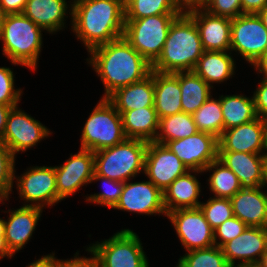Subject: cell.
<instances>
[{"label": "cell", "instance_id": "obj_1", "mask_svg": "<svg viewBox=\"0 0 267 267\" xmlns=\"http://www.w3.org/2000/svg\"><path fill=\"white\" fill-rule=\"evenodd\" d=\"M88 64L104 85L102 98H108L121 87L136 83L149 76L152 65L122 36L90 52Z\"/></svg>", "mask_w": 267, "mask_h": 267}, {"label": "cell", "instance_id": "obj_2", "mask_svg": "<svg viewBox=\"0 0 267 267\" xmlns=\"http://www.w3.org/2000/svg\"><path fill=\"white\" fill-rule=\"evenodd\" d=\"M72 3L71 30L88 53L123 36L125 5L120 0H79Z\"/></svg>", "mask_w": 267, "mask_h": 267}, {"label": "cell", "instance_id": "obj_3", "mask_svg": "<svg viewBox=\"0 0 267 267\" xmlns=\"http://www.w3.org/2000/svg\"><path fill=\"white\" fill-rule=\"evenodd\" d=\"M204 52L195 21L180 14L171 24L168 37L152 70L160 73L193 71Z\"/></svg>", "mask_w": 267, "mask_h": 267}, {"label": "cell", "instance_id": "obj_4", "mask_svg": "<svg viewBox=\"0 0 267 267\" xmlns=\"http://www.w3.org/2000/svg\"><path fill=\"white\" fill-rule=\"evenodd\" d=\"M43 28L22 14H7L0 35L3 55L14 65L36 71L42 48Z\"/></svg>", "mask_w": 267, "mask_h": 267}, {"label": "cell", "instance_id": "obj_5", "mask_svg": "<svg viewBox=\"0 0 267 267\" xmlns=\"http://www.w3.org/2000/svg\"><path fill=\"white\" fill-rule=\"evenodd\" d=\"M148 142L126 138L115 146L94 152V173L126 182L144 172Z\"/></svg>", "mask_w": 267, "mask_h": 267}, {"label": "cell", "instance_id": "obj_6", "mask_svg": "<svg viewBox=\"0 0 267 267\" xmlns=\"http://www.w3.org/2000/svg\"><path fill=\"white\" fill-rule=\"evenodd\" d=\"M125 139L120 113L107 98H101L83 126L80 148L96 152Z\"/></svg>", "mask_w": 267, "mask_h": 267}, {"label": "cell", "instance_id": "obj_7", "mask_svg": "<svg viewBox=\"0 0 267 267\" xmlns=\"http://www.w3.org/2000/svg\"><path fill=\"white\" fill-rule=\"evenodd\" d=\"M180 14H160L125 19L123 37L151 65L160 56L169 28Z\"/></svg>", "mask_w": 267, "mask_h": 267}, {"label": "cell", "instance_id": "obj_8", "mask_svg": "<svg viewBox=\"0 0 267 267\" xmlns=\"http://www.w3.org/2000/svg\"><path fill=\"white\" fill-rule=\"evenodd\" d=\"M90 245L98 267H149L141 240L131 229H122L109 239Z\"/></svg>", "mask_w": 267, "mask_h": 267}, {"label": "cell", "instance_id": "obj_9", "mask_svg": "<svg viewBox=\"0 0 267 267\" xmlns=\"http://www.w3.org/2000/svg\"><path fill=\"white\" fill-rule=\"evenodd\" d=\"M230 37V51L239 53L251 66L267 52V28L257 14L232 18Z\"/></svg>", "mask_w": 267, "mask_h": 267}, {"label": "cell", "instance_id": "obj_10", "mask_svg": "<svg viewBox=\"0 0 267 267\" xmlns=\"http://www.w3.org/2000/svg\"><path fill=\"white\" fill-rule=\"evenodd\" d=\"M15 179L23 206L43 209L58 203L55 167L34 166L21 176H14Z\"/></svg>", "mask_w": 267, "mask_h": 267}, {"label": "cell", "instance_id": "obj_11", "mask_svg": "<svg viewBox=\"0 0 267 267\" xmlns=\"http://www.w3.org/2000/svg\"><path fill=\"white\" fill-rule=\"evenodd\" d=\"M185 251L205 249L215 245L214 229L199 207L178 209L167 213Z\"/></svg>", "mask_w": 267, "mask_h": 267}, {"label": "cell", "instance_id": "obj_12", "mask_svg": "<svg viewBox=\"0 0 267 267\" xmlns=\"http://www.w3.org/2000/svg\"><path fill=\"white\" fill-rule=\"evenodd\" d=\"M49 130L40 121L15 106L8 115L2 142L16 156V153L25 152L49 137L52 134Z\"/></svg>", "mask_w": 267, "mask_h": 267}, {"label": "cell", "instance_id": "obj_13", "mask_svg": "<svg viewBox=\"0 0 267 267\" xmlns=\"http://www.w3.org/2000/svg\"><path fill=\"white\" fill-rule=\"evenodd\" d=\"M187 167L202 172L212 161L218 159V138L205 132L165 144Z\"/></svg>", "mask_w": 267, "mask_h": 267}, {"label": "cell", "instance_id": "obj_14", "mask_svg": "<svg viewBox=\"0 0 267 267\" xmlns=\"http://www.w3.org/2000/svg\"><path fill=\"white\" fill-rule=\"evenodd\" d=\"M64 164L55 167L58 202L91 183L94 173V152L80 148Z\"/></svg>", "mask_w": 267, "mask_h": 267}, {"label": "cell", "instance_id": "obj_15", "mask_svg": "<svg viewBox=\"0 0 267 267\" xmlns=\"http://www.w3.org/2000/svg\"><path fill=\"white\" fill-rule=\"evenodd\" d=\"M187 171L183 162L166 145L148 142L144 174L162 192Z\"/></svg>", "mask_w": 267, "mask_h": 267}, {"label": "cell", "instance_id": "obj_16", "mask_svg": "<svg viewBox=\"0 0 267 267\" xmlns=\"http://www.w3.org/2000/svg\"><path fill=\"white\" fill-rule=\"evenodd\" d=\"M267 247V228L250 227L221 249L231 267H255ZM238 264H236V262Z\"/></svg>", "mask_w": 267, "mask_h": 267}, {"label": "cell", "instance_id": "obj_17", "mask_svg": "<svg viewBox=\"0 0 267 267\" xmlns=\"http://www.w3.org/2000/svg\"><path fill=\"white\" fill-rule=\"evenodd\" d=\"M112 209L137 214L167 216L163 205V192L150 180L142 182H124L122 194Z\"/></svg>", "mask_w": 267, "mask_h": 267}, {"label": "cell", "instance_id": "obj_18", "mask_svg": "<svg viewBox=\"0 0 267 267\" xmlns=\"http://www.w3.org/2000/svg\"><path fill=\"white\" fill-rule=\"evenodd\" d=\"M266 121L260 117L224 130L218 139V151L265 154Z\"/></svg>", "mask_w": 267, "mask_h": 267}, {"label": "cell", "instance_id": "obj_19", "mask_svg": "<svg viewBox=\"0 0 267 267\" xmlns=\"http://www.w3.org/2000/svg\"><path fill=\"white\" fill-rule=\"evenodd\" d=\"M42 211V208L30 206L4 211L9 213V217L5 220L4 242L12 256L29 242Z\"/></svg>", "mask_w": 267, "mask_h": 267}, {"label": "cell", "instance_id": "obj_20", "mask_svg": "<svg viewBox=\"0 0 267 267\" xmlns=\"http://www.w3.org/2000/svg\"><path fill=\"white\" fill-rule=\"evenodd\" d=\"M265 154L218 151V160L238 177L241 188L263 186Z\"/></svg>", "mask_w": 267, "mask_h": 267}, {"label": "cell", "instance_id": "obj_21", "mask_svg": "<svg viewBox=\"0 0 267 267\" xmlns=\"http://www.w3.org/2000/svg\"><path fill=\"white\" fill-rule=\"evenodd\" d=\"M188 15L197 25L204 51H230L232 18L215 16L204 9Z\"/></svg>", "mask_w": 267, "mask_h": 267}, {"label": "cell", "instance_id": "obj_22", "mask_svg": "<svg viewBox=\"0 0 267 267\" xmlns=\"http://www.w3.org/2000/svg\"><path fill=\"white\" fill-rule=\"evenodd\" d=\"M230 200L234 216L247 226L267 228V190L263 186L241 188Z\"/></svg>", "mask_w": 267, "mask_h": 267}, {"label": "cell", "instance_id": "obj_23", "mask_svg": "<svg viewBox=\"0 0 267 267\" xmlns=\"http://www.w3.org/2000/svg\"><path fill=\"white\" fill-rule=\"evenodd\" d=\"M191 172V173H190ZM192 173H194L192 175ZM195 173L200 171L189 170L185 174L177 177L163 191V205L166 213L178 209L197 208L200 206L198 200L201 192V183Z\"/></svg>", "mask_w": 267, "mask_h": 267}, {"label": "cell", "instance_id": "obj_24", "mask_svg": "<svg viewBox=\"0 0 267 267\" xmlns=\"http://www.w3.org/2000/svg\"><path fill=\"white\" fill-rule=\"evenodd\" d=\"M72 22V4L66 0H27L23 14L50 34L65 28V16L69 10Z\"/></svg>", "mask_w": 267, "mask_h": 267}, {"label": "cell", "instance_id": "obj_25", "mask_svg": "<svg viewBox=\"0 0 267 267\" xmlns=\"http://www.w3.org/2000/svg\"><path fill=\"white\" fill-rule=\"evenodd\" d=\"M154 108L159 119L182 112L179 72L154 71Z\"/></svg>", "mask_w": 267, "mask_h": 267}, {"label": "cell", "instance_id": "obj_26", "mask_svg": "<svg viewBox=\"0 0 267 267\" xmlns=\"http://www.w3.org/2000/svg\"><path fill=\"white\" fill-rule=\"evenodd\" d=\"M107 99L118 112L154 107V71L141 81L117 89Z\"/></svg>", "mask_w": 267, "mask_h": 267}, {"label": "cell", "instance_id": "obj_27", "mask_svg": "<svg viewBox=\"0 0 267 267\" xmlns=\"http://www.w3.org/2000/svg\"><path fill=\"white\" fill-rule=\"evenodd\" d=\"M231 51H204L194 72L213 88V83H223L235 73V60Z\"/></svg>", "mask_w": 267, "mask_h": 267}, {"label": "cell", "instance_id": "obj_28", "mask_svg": "<svg viewBox=\"0 0 267 267\" xmlns=\"http://www.w3.org/2000/svg\"><path fill=\"white\" fill-rule=\"evenodd\" d=\"M126 138L153 142L159 129V118L154 107H143L119 112Z\"/></svg>", "mask_w": 267, "mask_h": 267}, {"label": "cell", "instance_id": "obj_29", "mask_svg": "<svg viewBox=\"0 0 267 267\" xmlns=\"http://www.w3.org/2000/svg\"><path fill=\"white\" fill-rule=\"evenodd\" d=\"M182 112L193 114L211 96L209 86L194 71L179 72Z\"/></svg>", "mask_w": 267, "mask_h": 267}, {"label": "cell", "instance_id": "obj_30", "mask_svg": "<svg viewBox=\"0 0 267 267\" xmlns=\"http://www.w3.org/2000/svg\"><path fill=\"white\" fill-rule=\"evenodd\" d=\"M224 120V130L237 127L258 118L254 97L244 95L219 96Z\"/></svg>", "mask_w": 267, "mask_h": 267}, {"label": "cell", "instance_id": "obj_31", "mask_svg": "<svg viewBox=\"0 0 267 267\" xmlns=\"http://www.w3.org/2000/svg\"><path fill=\"white\" fill-rule=\"evenodd\" d=\"M198 132L192 114L179 112L159 119V129L154 142L166 144L168 141L189 137Z\"/></svg>", "mask_w": 267, "mask_h": 267}, {"label": "cell", "instance_id": "obj_32", "mask_svg": "<svg viewBox=\"0 0 267 267\" xmlns=\"http://www.w3.org/2000/svg\"><path fill=\"white\" fill-rule=\"evenodd\" d=\"M212 172L208 186L214 197L231 199L240 189L238 177L218 159L212 161L202 172Z\"/></svg>", "mask_w": 267, "mask_h": 267}, {"label": "cell", "instance_id": "obj_33", "mask_svg": "<svg viewBox=\"0 0 267 267\" xmlns=\"http://www.w3.org/2000/svg\"><path fill=\"white\" fill-rule=\"evenodd\" d=\"M196 128L200 132L212 134L218 139L224 131V120L220 98L209 97L203 105L192 114Z\"/></svg>", "mask_w": 267, "mask_h": 267}, {"label": "cell", "instance_id": "obj_34", "mask_svg": "<svg viewBox=\"0 0 267 267\" xmlns=\"http://www.w3.org/2000/svg\"><path fill=\"white\" fill-rule=\"evenodd\" d=\"M177 267H231L222 252L216 245L187 251L179 258Z\"/></svg>", "mask_w": 267, "mask_h": 267}, {"label": "cell", "instance_id": "obj_35", "mask_svg": "<svg viewBox=\"0 0 267 267\" xmlns=\"http://www.w3.org/2000/svg\"><path fill=\"white\" fill-rule=\"evenodd\" d=\"M160 14H179L172 0H129L125 4V19H141Z\"/></svg>", "mask_w": 267, "mask_h": 267}, {"label": "cell", "instance_id": "obj_36", "mask_svg": "<svg viewBox=\"0 0 267 267\" xmlns=\"http://www.w3.org/2000/svg\"><path fill=\"white\" fill-rule=\"evenodd\" d=\"M100 180L102 182L101 184L103 191L99 193H94L93 195L91 194L88 197L86 196V201L98 204L100 206H107L109 208H113L122 194L124 182L109 179L107 177H103L101 175L93 173L91 183Z\"/></svg>", "mask_w": 267, "mask_h": 267}, {"label": "cell", "instance_id": "obj_37", "mask_svg": "<svg viewBox=\"0 0 267 267\" xmlns=\"http://www.w3.org/2000/svg\"><path fill=\"white\" fill-rule=\"evenodd\" d=\"M199 208L213 229L234 216L232 203L228 198L210 197L206 203L201 202Z\"/></svg>", "mask_w": 267, "mask_h": 267}, {"label": "cell", "instance_id": "obj_38", "mask_svg": "<svg viewBox=\"0 0 267 267\" xmlns=\"http://www.w3.org/2000/svg\"><path fill=\"white\" fill-rule=\"evenodd\" d=\"M15 158L11 150L0 141V186L10 195L14 184Z\"/></svg>", "mask_w": 267, "mask_h": 267}, {"label": "cell", "instance_id": "obj_39", "mask_svg": "<svg viewBox=\"0 0 267 267\" xmlns=\"http://www.w3.org/2000/svg\"><path fill=\"white\" fill-rule=\"evenodd\" d=\"M14 81L13 71L7 67H0V104H19L22 89H15Z\"/></svg>", "mask_w": 267, "mask_h": 267}, {"label": "cell", "instance_id": "obj_40", "mask_svg": "<svg viewBox=\"0 0 267 267\" xmlns=\"http://www.w3.org/2000/svg\"><path fill=\"white\" fill-rule=\"evenodd\" d=\"M246 227L247 225L236 216L227 219L214 229L215 245L221 248L225 243L239 236Z\"/></svg>", "mask_w": 267, "mask_h": 267}, {"label": "cell", "instance_id": "obj_41", "mask_svg": "<svg viewBox=\"0 0 267 267\" xmlns=\"http://www.w3.org/2000/svg\"><path fill=\"white\" fill-rule=\"evenodd\" d=\"M215 16L236 18L242 15L241 0H207L205 9Z\"/></svg>", "mask_w": 267, "mask_h": 267}, {"label": "cell", "instance_id": "obj_42", "mask_svg": "<svg viewBox=\"0 0 267 267\" xmlns=\"http://www.w3.org/2000/svg\"><path fill=\"white\" fill-rule=\"evenodd\" d=\"M92 257H79V251L74 254V258L67 260H60L55 258V267H98V260L95 253L89 248H86Z\"/></svg>", "mask_w": 267, "mask_h": 267}, {"label": "cell", "instance_id": "obj_43", "mask_svg": "<svg viewBox=\"0 0 267 267\" xmlns=\"http://www.w3.org/2000/svg\"><path fill=\"white\" fill-rule=\"evenodd\" d=\"M261 79L253 97L258 117L267 120V77L263 76Z\"/></svg>", "mask_w": 267, "mask_h": 267}, {"label": "cell", "instance_id": "obj_44", "mask_svg": "<svg viewBox=\"0 0 267 267\" xmlns=\"http://www.w3.org/2000/svg\"><path fill=\"white\" fill-rule=\"evenodd\" d=\"M207 0H172V5L179 14H190L205 9Z\"/></svg>", "mask_w": 267, "mask_h": 267}, {"label": "cell", "instance_id": "obj_45", "mask_svg": "<svg viewBox=\"0 0 267 267\" xmlns=\"http://www.w3.org/2000/svg\"><path fill=\"white\" fill-rule=\"evenodd\" d=\"M27 0H0V5L7 14H22Z\"/></svg>", "mask_w": 267, "mask_h": 267}, {"label": "cell", "instance_id": "obj_46", "mask_svg": "<svg viewBox=\"0 0 267 267\" xmlns=\"http://www.w3.org/2000/svg\"><path fill=\"white\" fill-rule=\"evenodd\" d=\"M243 14H257L267 6V0H241Z\"/></svg>", "mask_w": 267, "mask_h": 267}, {"label": "cell", "instance_id": "obj_47", "mask_svg": "<svg viewBox=\"0 0 267 267\" xmlns=\"http://www.w3.org/2000/svg\"><path fill=\"white\" fill-rule=\"evenodd\" d=\"M18 105H4L0 104V141L3 140L4 131L11 109Z\"/></svg>", "mask_w": 267, "mask_h": 267}, {"label": "cell", "instance_id": "obj_48", "mask_svg": "<svg viewBox=\"0 0 267 267\" xmlns=\"http://www.w3.org/2000/svg\"><path fill=\"white\" fill-rule=\"evenodd\" d=\"M27 267H55V253L44 255L30 263Z\"/></svg>", "mask_w": 267, "mask_h": 267}, {"label": "cell", "instance_id": "obj_49", "mask_svg": "<svg viewBox=\"0 0 267 267\" xmlns=\"http://www.w3.org/2000/svg\"><path fill=\"white\" fill-rule=\"evenodd\" d=\"M254 67V70L256 69L258 71L257 73H261L262 76L267 77V52Z\"/></svg>", "mask_w": 267, "mask_h": 267}, {"label": "cell", "instance_id": "obj_50", "mask_svg": "<svg viewBox=\"0 0 267 267\" xmlns=\"http://www.w3.org/2000/svg\"><path fill=\"white\" fill-rule=\"evenodd\" d=\"M4 257L12 258V255L9 253L5 246L4 236H0V260Z\"/></svg>", "mask_w": 267, "mask_h": 267}, {"label": "cell", "instance_id": "obj_51", "mask_svg": "<svg viewBox=\"0 0 267 267\" xmlns=\"http://www.w3.org/2000/svg\"><path fill=\"white\" fill-rule=\"evenodd\" d=\"M263 25L267 28V6L257 13Z\"/></svg>", "mask_w": 267, "mask_h": 267}, {"label": "cell", "instance_id": "obj_52", "mask_svg": "<svg viewBox=\"0 0 267 267\" xmlns=\"http://www.w3.org/2000/svg\"><path fill=\"white\" fill-rule=\"evenodd\" d=\"M255 267H267V247L263 252L258 264Z\"/></svg>", "mask_w": 267, "mask_h": 267}, {"label": "cell", "instance_id": "obj_53", "mask_svg": "<svg viewBox=\"0 0 267 267\" xmlns=\"http://www.w3.org/2000/svg\"><path fill=\"white\" fill-rule=\"evenodd\" d=\"M6 16H7V13L3 10V8L0 5V35L3 31Z\"/></svg>", "mask_w": 267, "mask_h": 267}, {"label": "cell", "instance_id": "obj_54", "mask_svg": "<svg viewBox=\"0 0 267 267\" xmlns=\"http://www.w3.org/2000/svg\"><path fill=\"white\" fill-rule=\"evenodd\" d=\"M9 200V194L0 186V203Z\"/></svg>", "mask_w": 267, "mask_h": 267}, {"label": "cell", "instance_id": "obj_55", "mask_svg": "<svg viewBox=\"0 0 267 267\" xmlns=\"http://www.w3.org/2000/svg\"><path fill=\"white\" fill-rule=\"evenodd\" d=\"M5 219L0 218V236H4Z\"/></svg>", "mask_w": 267, "mask_h": 267}, {"label": "cell", "instance_id": "obj_56", "mask_svg": "<svg viewBox=\"0 0 267 267\" xmlns=\"http://www.w3.org/2000/svg\"><path fill=\"white\" fill-rule=\"evenodd\" d=\"M263 187L266 189L267 188V157H266V162H265V172H264V183Z\"/></svg>", "mask_w": 267, "mask_h": 267}, {"label": "cell", "instance_id": "obj_57", "mask_svg": "<svg viewBox=\"0 0 267 267\" xmlns=\"http://www.w3.org/2000/svg\"><path fill=\"white\" fill-rule=\"evenodd\" d=\"M266 121V137H265V155L267 156V120Z\"/></svg>", "mask_w": 267, "mask_h": 267}, {"label": "cell", "instance_id": "obj_58", "mask_svg": "<svg viewBox=\"0 0 267 267\" xmlns=\"http://www.w3.org/2000/svg\"><path fill=\"white\" fill-rule=\"evenodd\" d=\"M124 5L129 1V0H120Z\"/></svg>", "mask_w": 267, "mask_h": 267}]
</instances>
